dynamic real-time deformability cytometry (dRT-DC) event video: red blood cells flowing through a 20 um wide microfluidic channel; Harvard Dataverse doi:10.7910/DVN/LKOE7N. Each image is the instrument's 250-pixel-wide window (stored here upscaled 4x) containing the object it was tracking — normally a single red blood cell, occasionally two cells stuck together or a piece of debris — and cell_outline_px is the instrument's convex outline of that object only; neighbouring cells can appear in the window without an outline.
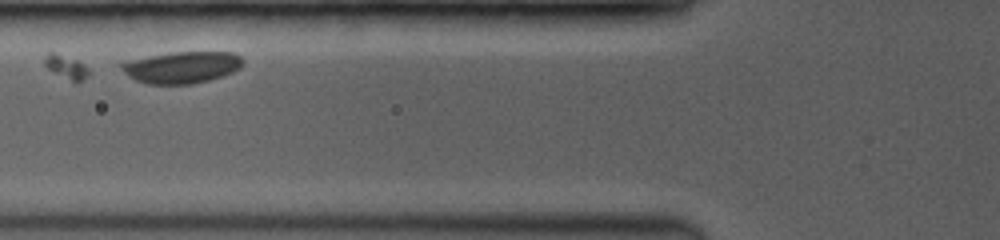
{"species": "common noctule bat (a hibernating species)", "species_latin": "Nyctalus noctula", "temperature_condition": "room temperature", "stored_images_in_passage": 11, "camera_frame_rate_fps": 3500, "um_per_image_px": 0.085, "animal": {"sex": "female", "body_mass_g": 19.0, "forearm_length_mm": 53.3}, "frame": {"image": 1, "passage_image": 4, "time_ms": 1.143, "image_size_px": [1000, 240], "cell_outline_px": [[244, 64], [240, 68], [232, 72], [208, 80], [192, 84], [148, 84], [136, 80], [128, 76], [120, 68], [120, 64], [132, 60], [152, 56], [176, 52], [232, 52], [240, 56], [244, 60]], "centroid_in_image_um": [15.49, 5.72], "position_along_channel_um": 110.3, "area_um2": 22.14}}
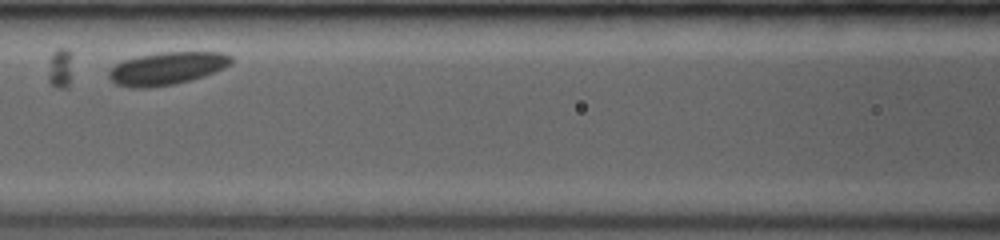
{"frame": {"image": 2, "passage_image": 7, "time_ms": 2.286, "image_size_px": [1000, 240], "cell_outline_px": [[232, 64], [224, 68], [204, 76], [192, 80], [176, 84], [148, 88], [132, 88], [116, 84], [108, 76], [108, 72], [116, 64], [124, 60], [136, 56], [160, 52], [224, 52], [232, 56]], "centroid_in_image_um": [14.21, 5.81], "position_along_channel_um": 152.4, "area_um2": 23.52}}
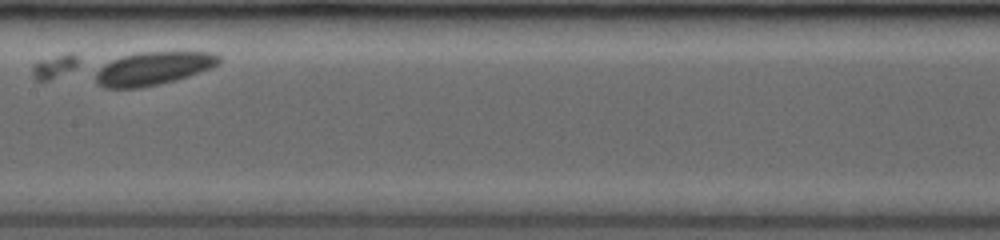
{"frame": {"image": 3, "passage_image": 10, "time_ms": 3.429, "image_size_px": [1000, 240], "cell_outline_px": [[220, 64], [212, 68], [176, 80], [160, 84], [140, 88], [104, 88], [96, 84], [96, 72], [104, 64], [112, 60], [136, 52], [208, 52], [220, 56]], "centroid_in_image_um": [13.02, 5.83], "position_along_channel_um": 194.4, "area_um2": 23.87}}